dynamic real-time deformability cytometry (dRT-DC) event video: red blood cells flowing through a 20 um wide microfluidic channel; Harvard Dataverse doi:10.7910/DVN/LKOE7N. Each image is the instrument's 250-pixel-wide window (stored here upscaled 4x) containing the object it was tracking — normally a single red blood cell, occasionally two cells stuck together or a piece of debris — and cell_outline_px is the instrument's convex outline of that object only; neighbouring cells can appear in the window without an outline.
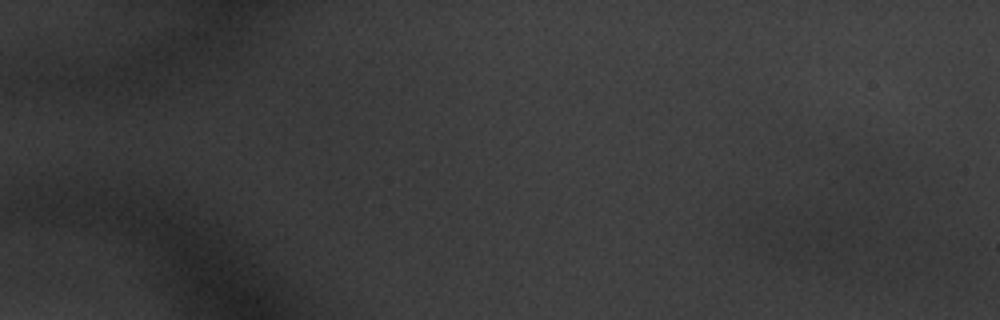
{"species": "common noctule bat (a hibernating species)", "species_latin": "Nyctalus noctula", "temperature_condition": "warm", "stored_images_in_passage": 4, "camera_frame_rate_fps": 3000, "um_per_image_px": 0.085, "animal": {"sex": "male", "body_mass_g": 20.1, "forearm_length_mm": 53.5}, "frame": {"image": 1, "passage_image": 1, "time_ms": 0.0, "image_size_px": [1000, 320], "cell_outline_px": [[868, 236], [848, 260], [796, 260], [772, 248], [780, 236], [792, 224], [836, 212], [844, 212], [868, 216]], "centroid_in_image_um": [70.08, 20.18], "position_along_channel_um": 14.9, "area_um2": 24.97}}
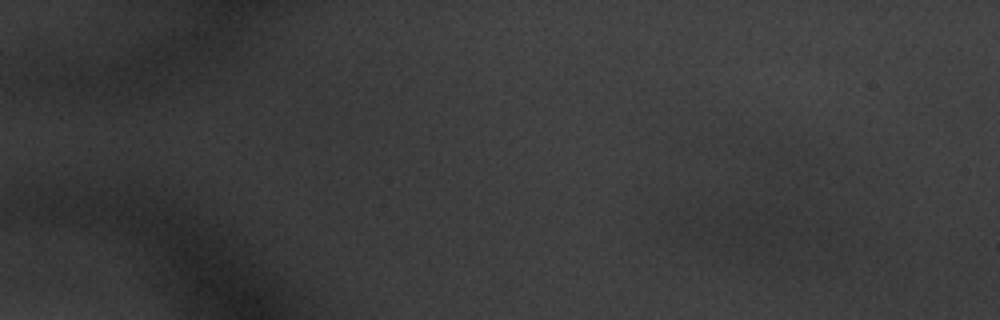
{"frame": {"image": 2, "passage_image": 4, "time_ms": 1.0, "image_size_px": [1000, 320], "cell_outline_px": [[296, 268], [244, 292], [228, 296], [212, 244], [212, 240], [232, 228], [276, 236], [296, 260]], "centroid_in_image_um": [21.28, 22.04], "position_along_channel_um": 63.7, "area_um2": 26.99}}